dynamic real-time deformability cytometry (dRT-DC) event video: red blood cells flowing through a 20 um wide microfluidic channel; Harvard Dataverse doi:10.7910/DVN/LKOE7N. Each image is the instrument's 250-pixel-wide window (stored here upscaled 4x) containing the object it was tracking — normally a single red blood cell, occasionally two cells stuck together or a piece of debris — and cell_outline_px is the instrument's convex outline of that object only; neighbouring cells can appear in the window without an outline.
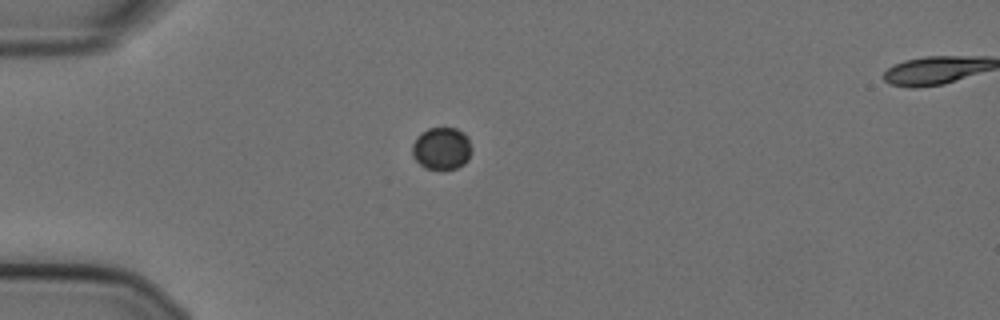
{"species": "Egyptian fruit bat (a non-hibernating species)", "species_latin": "Rousettus aegyptiacus", "temperature_condition": "cold", "stored_images_in_passage": 16, "camera_frame_rate_fps": 3000, "um_per_image_px": 0.085, "animal": {"sex": "female"}, "frame": {"image": 1, "passage_image": 1, "time_ms": 0.0, "image_size_px": [1000, 320], "cell_outline_px": [[472, 152], [468, 160], [464, 164], [456, 168], [444, 172], [440, 172], [424, 168], [412, 156], [412, 144], [416, 136], [420, 132], [428, 128], [456, 128], [464, 132], [468, 136], [472, 148]], "centroid_in_image_um": [37.54, 12.65], "position_along_channel_um": 47.5, "area_um2": 15.37}}
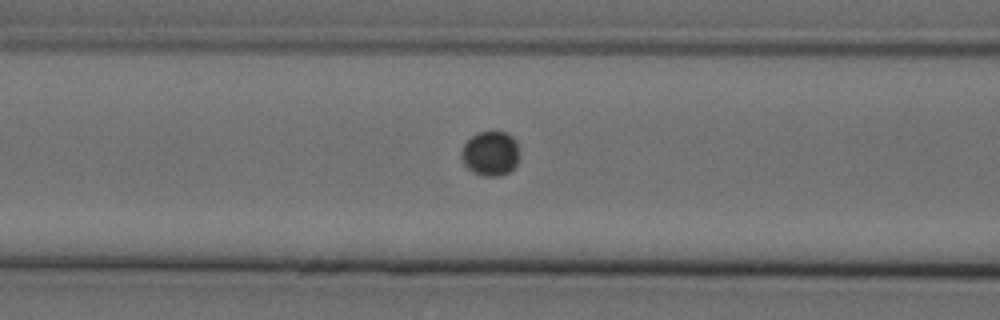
{"frame": {"image": 2, "passage_image": 9, "time_ms": 2.667, "image_size_px": [1000, 320], "cell_outline_px": [[520, 156], [516, 164], [508, 172], [500, 176], [484, 176], [472, 172], [464, 164], [460, 156], [460, 152], [464, 144], [472, 136], [480, 132], [504, 132], [512, 136], [516, 140], [520, 152]], "centroid_in_image_um": [41.7, 13.05], "position_along_channel_um": 124.9, "area_um2": 15.2}}
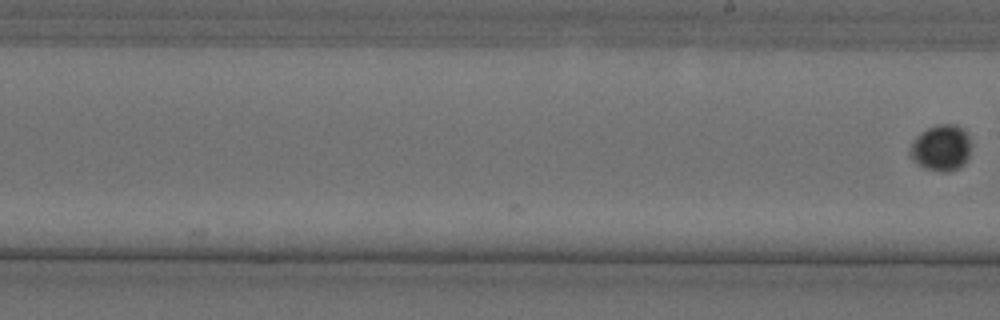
{"frame": {"image": 3, "passage_image": 16, "time_ms": 5.0, "image_size_px": [1000, 320], "cell_outline_px": [[968, 160], [964, 164], [948, 172], [944, 172], [924, 168], [912, 160], [908, 152], [916, 136], [920, 132], [936, 124], [956, 124], [968, 136]], "centroid_in_image_um": [79.94, 12.57], "position_along_channel_um": 209.1, "area_um2": 16.18}}